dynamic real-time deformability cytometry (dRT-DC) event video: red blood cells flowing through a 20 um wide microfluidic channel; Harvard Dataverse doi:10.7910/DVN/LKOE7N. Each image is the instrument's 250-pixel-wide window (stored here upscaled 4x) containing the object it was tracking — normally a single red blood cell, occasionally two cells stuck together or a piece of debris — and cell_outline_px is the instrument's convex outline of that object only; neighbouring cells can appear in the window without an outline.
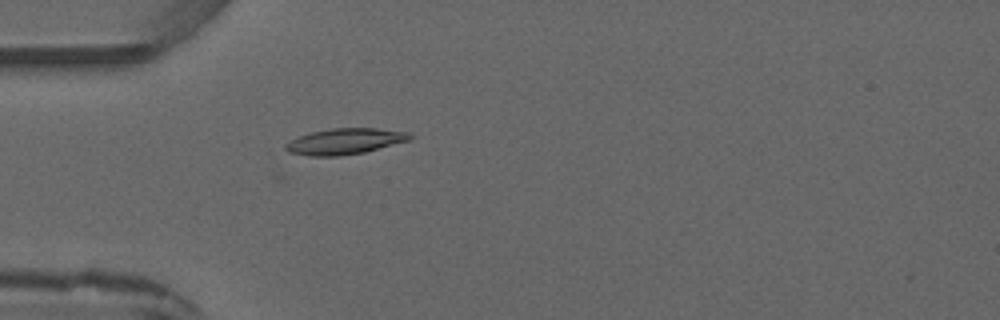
{"species": "common noctule bat (a hibernating species)", "species_latin": "Nyctalus noctula", "temperature_condition": "warm", "stored_images_in_passage": 6, "camera_frame_rate_fps": 3000, "um_per_image_px": 0.085, "animal": {"sex": "male", "forearm_length_mm": 52.5}, "frame": {"image": 1, "passage_image": 6, "time_ms": 5.667, "image_size_px": [1000, 320], "cell_outline_px": [[412, 136], [408, 140], [364, 152], [340, 156], [308, 156], [288, 152], [284, 148], [284, 144], [300, 136], [312, 132], [332, 128], [376, 128], [408, 132]], "centroid_in_image_um": [29.27, 12.02], "position_along_channel_um": 55.7, "area_um2": 18.55}}